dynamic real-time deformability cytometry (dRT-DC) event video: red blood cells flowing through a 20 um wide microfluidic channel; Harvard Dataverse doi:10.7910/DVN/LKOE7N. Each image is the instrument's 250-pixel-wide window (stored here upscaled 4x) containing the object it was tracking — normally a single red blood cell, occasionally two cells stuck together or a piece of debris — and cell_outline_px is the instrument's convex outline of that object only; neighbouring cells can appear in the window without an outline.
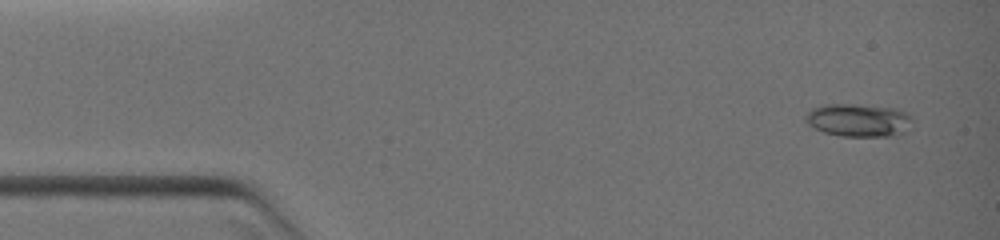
{"species": "common noctule bat (a hibernating species)", "species_latin": "Nyctalus noctula", "temperature_condition": "warm", "stored_images_in_passage": 11, "camera_frame_rate_fps": 3000, "um_per_image_px": 0.085, "animal": {"sex": "female", "body_mass_g": 19.0, "forearm_length_mm": 51.5}, "frame": {"image": 1, "passage_image": 1, "time_ms": 0.0, "image_size_px": [1000, 240], "cell_outline_px": [[912, 120], [908, 132], [896, 136], [840, 136], [824, 132], [812, 128], [804, 120], [804, 116], [812, 108], [820, 104], [856, 104], [896, 108], [912, 116]], "centroid_in_image_um": [72.97, 10.22], "position_along_channel_um": 12.0, "area_um2": 20.98}}
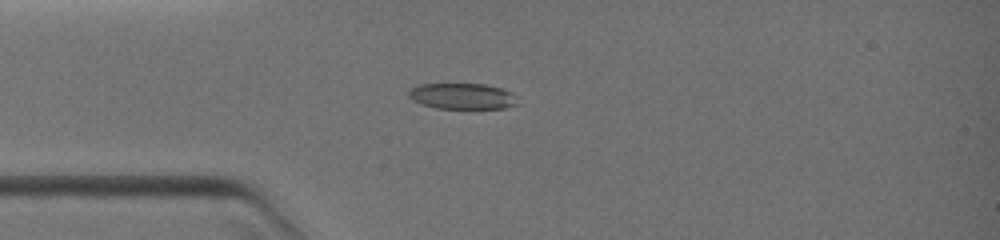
{"frame": {"image": 2, "passage_image": 8, "time_ms": 2.667, "image_size_px": [1000, 240], "cell_outline_px": [[520, 104], [504, 108], [436, 108], [412, 100], [408, 96], [408, 92], [412, 88], [420, 84], [484, 84], [504, 88], [512, 92], [516, 96]], "centroid_in_image_um": [39.36, 8.17], "position_along_channel_um": 45.6, "area_um2": 16.53}}
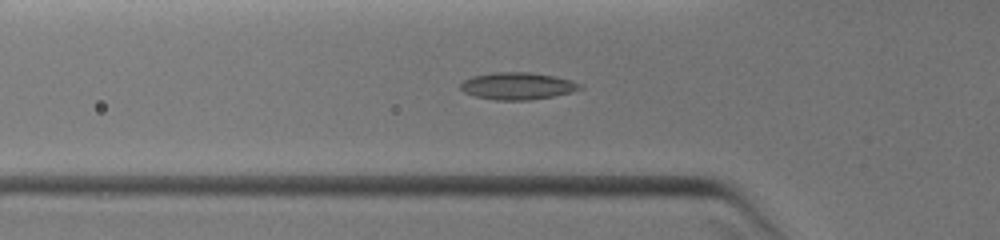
{"frame": {"image": 3, "passage_image": 10, "time_ms": 3.667, "image_size_px": [1000, 240], "cell_outline_px": [[584, 88], [572, 92], [532, 100], [496, 100], [476, 96], [464, 92], [460, 88], [460, 84], [464, 80], [472, 76], [492, 72], [532, 72], [556, 76], [584, 84]], "centroid_in_image_um": [44.03, 7.3], "position_along_channel_um": 81.8, "area_um2": 19.07}}